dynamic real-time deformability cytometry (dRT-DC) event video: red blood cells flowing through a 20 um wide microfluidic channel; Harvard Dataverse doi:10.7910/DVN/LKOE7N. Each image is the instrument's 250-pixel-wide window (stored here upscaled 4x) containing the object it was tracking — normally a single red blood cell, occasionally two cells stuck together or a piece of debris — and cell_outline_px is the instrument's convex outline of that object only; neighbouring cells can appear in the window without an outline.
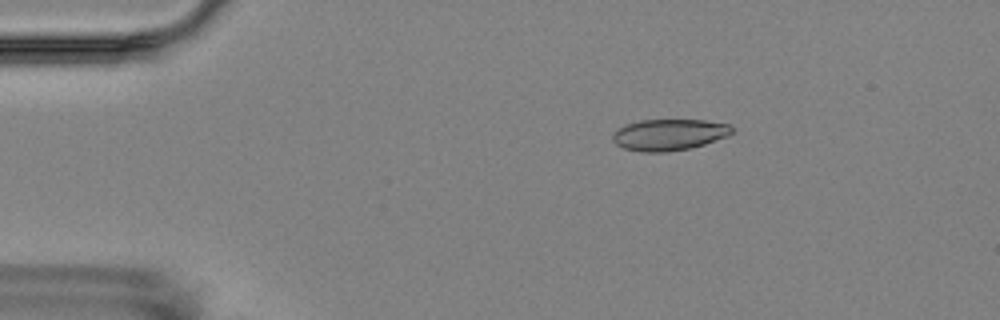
{"species": "Egyptian fruit bat (a non-hibernating species)", "species_latin": "Rousettus aegyptiacus", "temperature_condition": "room temperature", "stored_images_in_passage": 6, "camera_frame_rate_fps": 3000, "um_per_image_px": 0.085, "animal": {"sex": "female"}, "frame": {"image": 1, "passage_image": 3, "time_ms": 2.333, "image_size_px": [1000, 320], "cell_outline_px": [[732, 132], [728, 136], [704, 144], [688, 148], [668, 152], [640, 152], [624, 148], [616, 144], [612, 140], [612, 132], [628, 124], [640, 120], [704, 120], [728, 124], [732, 128]], "centroid_in_image_um": [56.84, 11.45], "position_along_channel_um": 28.2, "area_um2": 21.68}}
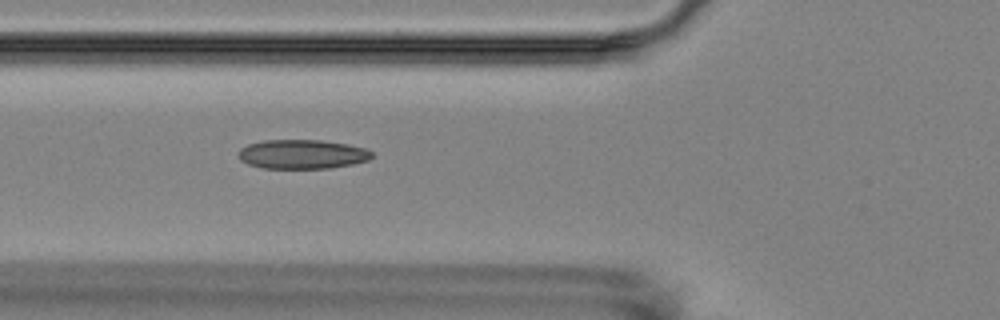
{"frame": {"image": 2, "passage_image": 6, "time_ms": 6.0, "image_size_px": [1000, 320], "cell_outline_px": [[372, 156], [368, 160], [352, 164], [328, 168], [264, 168], [248, 164], [240, 160], [240, 148], [248, 144], [264, 140], [320, 140], [348, 144], [364, 148], [372, 152]], "centroid_in_image_um": [25.68, 13.1], "position_along_channel_um": 100.1, "area_um2": 22.54}}